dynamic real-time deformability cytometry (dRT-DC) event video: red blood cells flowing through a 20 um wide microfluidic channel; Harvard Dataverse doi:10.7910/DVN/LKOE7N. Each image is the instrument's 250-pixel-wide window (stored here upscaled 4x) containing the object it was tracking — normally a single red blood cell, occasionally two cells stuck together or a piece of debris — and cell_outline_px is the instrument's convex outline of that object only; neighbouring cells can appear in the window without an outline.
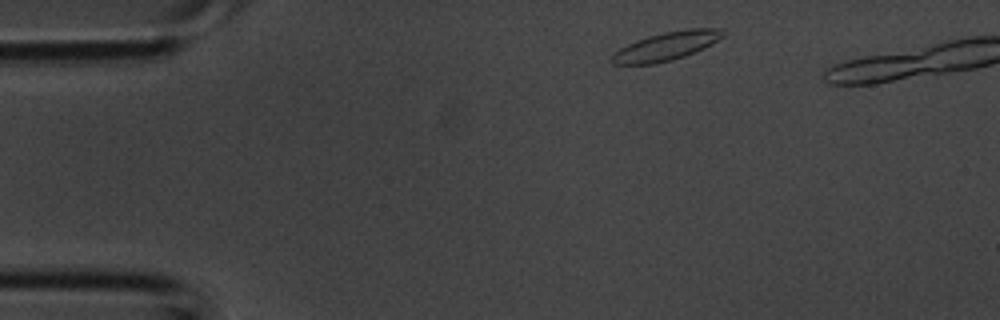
{"species": "common noctule bat (a hibernating species)", "species_latin": "Nyctalus noctula", "temperature_condition": "room temperature", "stored_images_in_passage": 3, "camera_frame_rate_fps": 3000, "um_per_image_px": 0.085, "animal": {"sex": "male", "body_mass_g": 20.1, "forearm_length_mm": 53.5}, "frame": {"image": 1, "passage_image": 1, "time_ms": 0.0, "image_size_px": [1000, 320], "cell_outline_px": [[728, 32], [724, 36], [712, 44], [704, 48], [684, 56], [672, 60], [652, 64], [612, 64], [608, 60], [620, 48], [636, 40], [648, 36], [664, 32], [688, 28], [720, 28]], "centroid_in_image_um": [56.67, 3.91], "position_along_channel_um": 28.3, "area_um2": 18.5}}
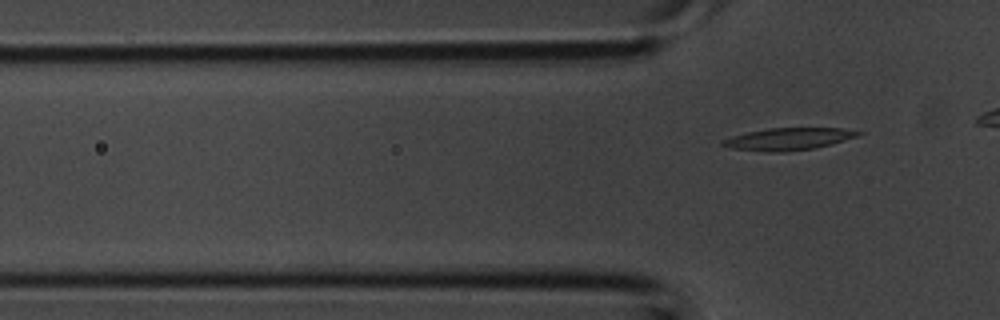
{"frame": {"image": 2, "passage_image": 3, "time_ms": 0.667, "image_size_px": [1000, 320], "cell_outline_px": [[864, 132], [856, 136], [828, 144], [812, 148], [784, 152], [768, 152], [732, 148], [720, 144], [724, 140], [732, 136], [748, 132], [768, 128], [840, 128]], "centroid_in_image_um": [66.97, 11.81], "position_along_channel_um": 58.8, "area_um2": 17.05}}